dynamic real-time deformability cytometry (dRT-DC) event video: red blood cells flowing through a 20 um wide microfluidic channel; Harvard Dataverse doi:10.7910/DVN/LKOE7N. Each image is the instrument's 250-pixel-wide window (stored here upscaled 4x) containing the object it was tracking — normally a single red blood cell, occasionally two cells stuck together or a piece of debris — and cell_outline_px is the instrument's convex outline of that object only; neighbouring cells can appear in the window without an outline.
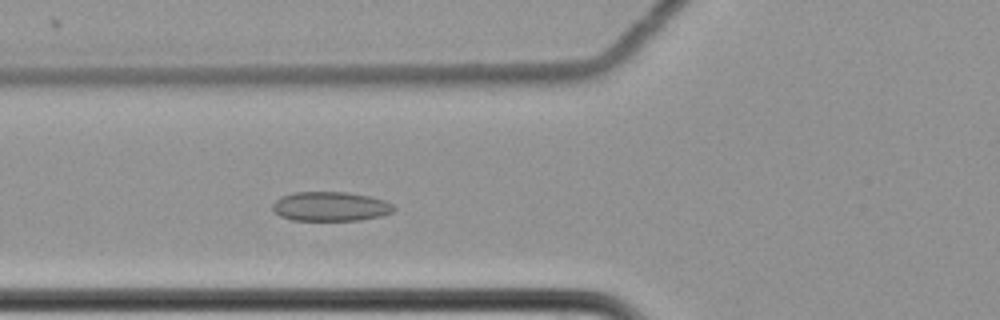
{"species": "common noctule bat (a hibernating species)", "species_latin": "Nyctalus noctula", "temperature_condition": "cold", "stored_images_in_passage": 58, "camera_frame_rate_fps": 3000, "um_per_image_px": 0.085, "animal": {"sex": "female", "body_mass_g": 22.7, "forearm_length_mm": 54.2}, "frame": {"image": 1, "passage_image": 20, "time_ms": 6.333, "image_size_px": [1000, 320], "cell_outline_px": [[396, 208], [392, 212], [380, 216], [360, 220], [292, 220], [280, 216], [272, 208], [272, 204], [280, 196], [296, 192], [344, 192], [368, 196], [384, 200], [392, 204]], "centroid_in_image_um": [28.08, 17.55], "position_along_channel_um": 97.7, "area_um2": 20.63}}
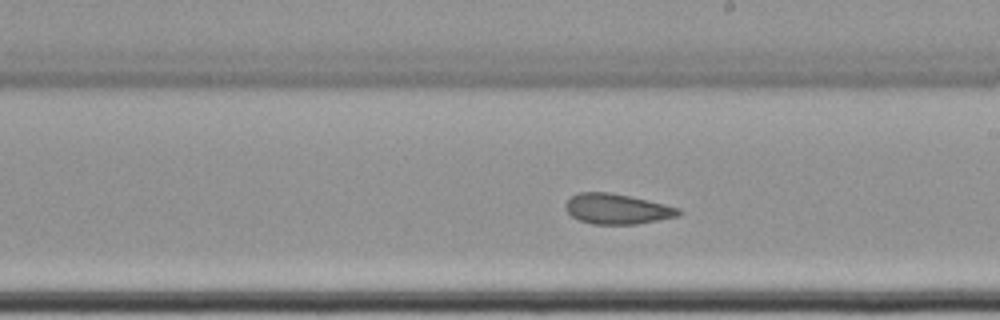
{"frame": {"image": 2, "passage_image": 32, "time_ms": 10.333, "image_size_px": [1000, 320], "cell_outline_px": [[680, 212], [676, 216], [636, 224], [592, 224], [580, 220], [572, 216], [568, 212], [564, 204], [572, 196], [580, 192], [608, 192], [628, 196], [664, 204], [680, 208]], "centroid_in_image_um": [52.41, 17.76], "position_along_channel_um": 236.6, "area_um2": 19.54}}
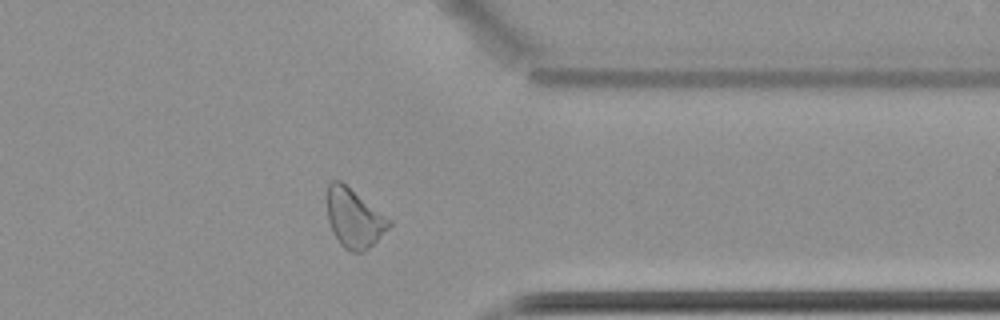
{"frame": {"image": 3, "passage_image": 45, "time_ms": 14.667, "image_size_px": [1000, 320], "cell_outline_px": [[392, 224], [364, 252], [352, 252], [344, 248], [340, 244], [332, 232], [328, 220], [328, 184], [332, 180], [340, 180], [392, 220]], "centroid_in_image_um": [30.09, 18.55], "position_along_channel_um": 381.3, "area_um2": 21.04}, "authors_computed_cell_mechanics": {"area_um2": 21.1259, "velocity_mm_per_s": 3.477, "shape_relaxation_time_tau1_ms": null, "shape_relaxation_time_tau2_ms": 2.429, "deformation_change_tau1": null, "deformation_change_tau2": 0.0862}}